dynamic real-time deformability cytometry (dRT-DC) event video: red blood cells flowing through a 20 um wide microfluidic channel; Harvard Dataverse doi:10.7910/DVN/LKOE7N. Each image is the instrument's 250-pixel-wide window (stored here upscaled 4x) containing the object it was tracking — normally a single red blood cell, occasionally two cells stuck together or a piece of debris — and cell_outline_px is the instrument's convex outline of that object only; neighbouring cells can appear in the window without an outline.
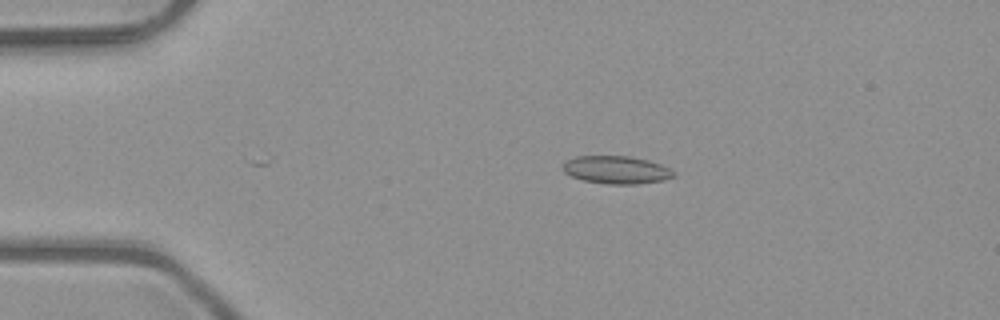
{"species": "common noctule bat (a hibernating species)", "species_latin": "Nyctalus noctula", "temperature_condition": "room temperature", "stored_images_in_passage": 4, "camera_frame_rate_fps": 3000, "um_per_image_px": 0.085, "animal": {"sex": "male", "body_mass_g": 23.1, "forearm_length_mm": 52.7}, "frame": {"image": 1, "passage_image": 2, "time_ms": 0.333, "image_size_px": [1000, 320], "cell_outline_px": [[676, 176], [664, 180], [636, 184], [608, 184], [584, 180], [572, 176], [564, 172], [560, 168], [568, 160], [576, 156], [628, 156], [648, 160], [660, 164], [676, 172]], "centroid_in_image_um": [52.41, 14.44], "position_along_channel_um": 32.6, "area_um2": 17.92}}
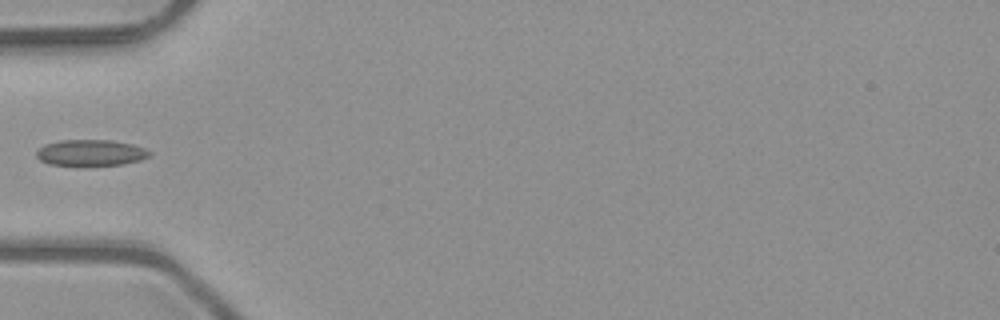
{"frame": {"image": 2, "passage_image": 4, "time_ms": 1.0, "image_size_px": [1000, 320], "cell_outline_px": [[152, 156], [140, 160], [124, 164], [76, 168], [48, 164], [40, 160], [36, 156], [36, 152], [44, 144], [60, 140], [112, 140], [132, 144], [144, 148], [152, 152]], "centroid_in_image_um": [7.7, 13.03], "position_along_channel_um": 77.3, "area_um2": 18.09}}